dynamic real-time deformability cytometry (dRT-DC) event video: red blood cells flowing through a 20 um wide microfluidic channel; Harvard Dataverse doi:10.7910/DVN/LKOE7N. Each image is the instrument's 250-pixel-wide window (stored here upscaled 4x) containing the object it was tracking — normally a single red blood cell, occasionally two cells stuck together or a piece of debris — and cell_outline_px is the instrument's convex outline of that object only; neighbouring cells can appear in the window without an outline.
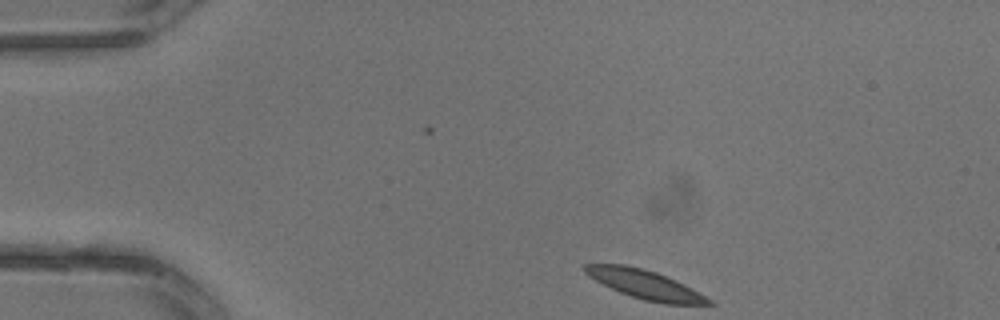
{"species": "common noctule bat (a hibernating species)", "species_latin": "Nyctalus noctula", "temperature_condition": "warm", "stored_images_in_passage": 2, "camera_frame_rate_fps": 3000, "um_per_image_px": 0.085, "animal": {"sex": "male", "body_mass_g": 13.3}, "frame": {"image": 1, "passage_image": 1, "time_ms": 0.0, "image_size_px": [1000, 320], "cell_outline_px": [[716, 304], [664, 304], [644, 300], [620, 292], [588, 276], [580, 268], [584, 264], [624, 264], [656, 272], [676, 280], [692, 288], [712, 300]], "centroid_in_image_um": [54.81, 24.17], "position_along_channel_um": 30.2, "area_um2": 20.69}}